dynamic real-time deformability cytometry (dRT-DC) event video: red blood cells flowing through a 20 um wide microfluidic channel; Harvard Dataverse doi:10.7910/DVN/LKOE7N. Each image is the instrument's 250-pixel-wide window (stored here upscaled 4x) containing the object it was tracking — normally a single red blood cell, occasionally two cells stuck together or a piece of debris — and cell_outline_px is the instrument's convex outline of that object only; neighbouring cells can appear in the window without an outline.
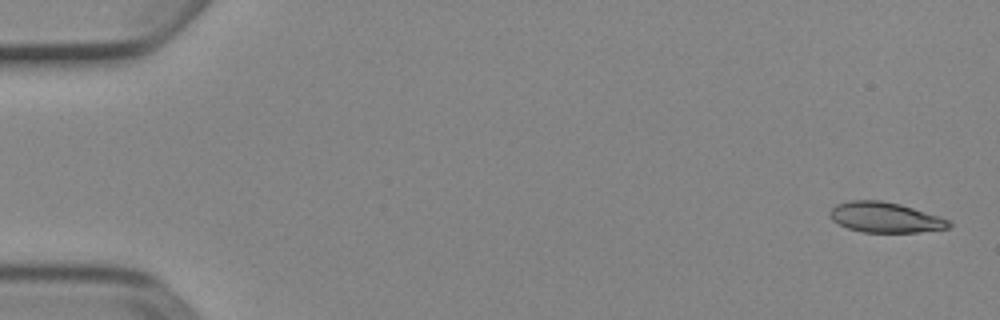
{"species": "Egyptian fruit bat (a non-hibernating species)", "species_latin": "Rousettus aegyptiacus", "temperature_condition": "cold", "stored_images_in_passage": 47, "camera_frame_rate_fps": 3000, "um_per_image_px": 0.085, "animal": {"sex": "female"}, "frame": {"image": 1, "passage_image": 2, "time_ms": 0.333, "image_size_px": [1000, 320], "cell_outline_px": [[952, 224], [948, 228], [916, 232], [860, 232], [848, 228], [832, 220], [828, 212], [836, 204], [852, 200], [880, 200], [900, 204], [940, 216], [948, 220]], "centroid_in_image_um": [75.22, 18.47], "position_along_channel_um": 9.8, "area_um2": 20.92}}
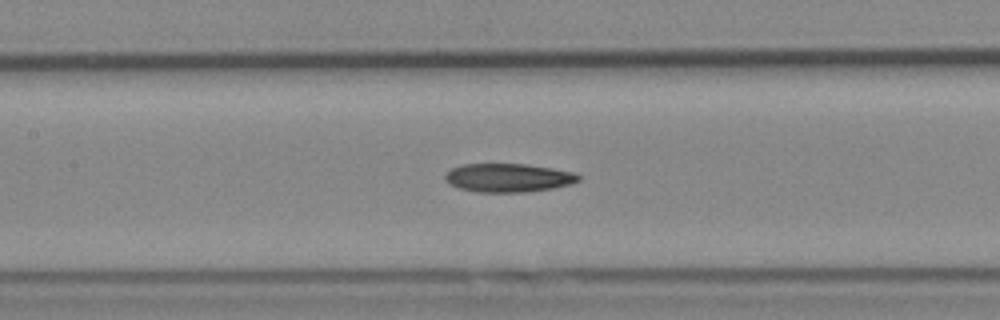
{"frame": {"image": 2, "passage_image": 25, "time_ms": 8.0, "image_size_px": [1000, 320], "cell_outline_px": [[580, 180], [568, 184], [552, 188], [524, 192], [476, 192], [460, 188], [448, 184], [444, 180], [444, 176], [452, 168], [460, 164], [524, 164], [552, 168], [572, 172], [580, 176]], "centroid_in_image_um": [43.15, 15.11], "position_along_channel_um": 164.3, "area_um2": 22.08}}
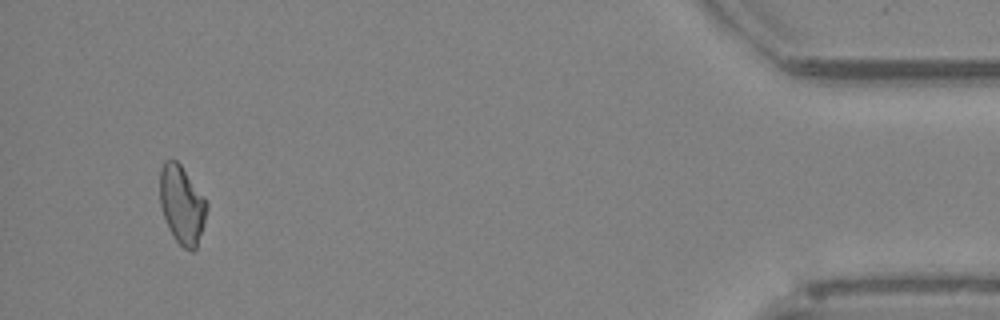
{"frame": {"image": 3, "passage_image": 47, "time_ms": 15.333, "image_size_px": [1000, 320], "cell_outline_px": [[208, 208], [204, 224], [196, 248], [192, 252], [184, 248], [176, 240], [164, 216], [160, 204], [160, 168], [164, 160], [176, 160], [180, 164], [204, 196], [208, 204]], "centroid_in_image_um": [15.48, 17.38], "position_along_channel_um": 419.7, "area_um2": 21.21}, "authors_computed_cell_mechanics": {"area_um2": 22.0796, "velocity_mm_per_s": 3.9111, "shape_relaxation_time_tau1_ms": null, "shape_relaxation_time_tau2_ms": 7.1143, "deformation_change_tau1": null, "deformation_change_tau2": 0.1612}}